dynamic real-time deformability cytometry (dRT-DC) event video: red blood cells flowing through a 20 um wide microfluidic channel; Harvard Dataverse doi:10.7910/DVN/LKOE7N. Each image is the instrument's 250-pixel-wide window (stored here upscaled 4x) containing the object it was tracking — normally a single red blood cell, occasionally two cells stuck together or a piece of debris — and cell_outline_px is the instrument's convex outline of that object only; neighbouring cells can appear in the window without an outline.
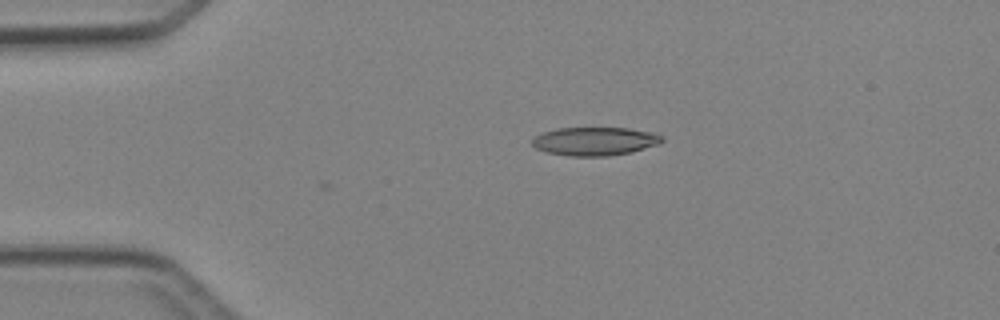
{"species": "Egyptian fruit bat (a non-hibernating species)", "species_latin": "Rousettus aegyptiacus", "temperature_condition": "cold", "stored_images_in_passage": 5, "camera_frame_rate_fps": 3000, "um_per_image_px": 0.085, "animal": {"sex": "female"}, "frame": {"image": 1, "passage_image": 4, "time_ms": 4.333, "image_size_px": [1000, 320], "cell_outline_px": [[664, 140], [660, 144], [632, 152], [608, 156], [568, 156], [548, 152], [536, 148], [532, 144], [532, 140], [536, 136], [544, 132], [556, 128], [628, 128], [652, 132], [664, 136]], "centroid_in_image_um": [50.61, 12.01], "position_along_channel_um": 34.4, "area_um2": 21.56}}